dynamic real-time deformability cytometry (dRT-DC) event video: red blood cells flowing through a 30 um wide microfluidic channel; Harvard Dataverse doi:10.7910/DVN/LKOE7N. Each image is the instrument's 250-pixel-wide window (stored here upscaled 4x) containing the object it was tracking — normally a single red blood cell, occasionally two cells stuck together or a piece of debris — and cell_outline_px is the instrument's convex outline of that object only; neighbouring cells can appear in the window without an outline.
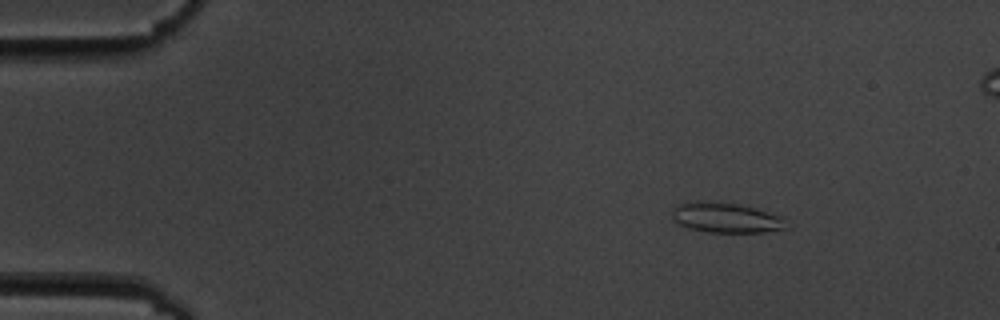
{"species": "common noctule bat (a hibernating species)", "species_latin": "Nyctalus noctula", "temperature_condition": "cold", "stored_images_in_passage": 8, "camera_frame_rate_fps": 3000, "um_per_image_px": 0.085, "animal": {"sex": "male", "body_mass_g": 19.5, "forearm_length_mm": 54.6}, "frame": {"image": 1, "passage_image": 3, "time_ms": 2.333, "image_size_px": [1000, 320], "cell_outline_px": [[784, 228], [764, 232], [708, 232], [688, 228], [672, 220], [672, 208], [676, 204], [696, 200], [700, 200], [736, 204], [756, 208], [780, 216]], "centroid_in_image_um": [61.57, 18.49], "position_along_channel_um": 23.4, "area_um2": 19.83}}
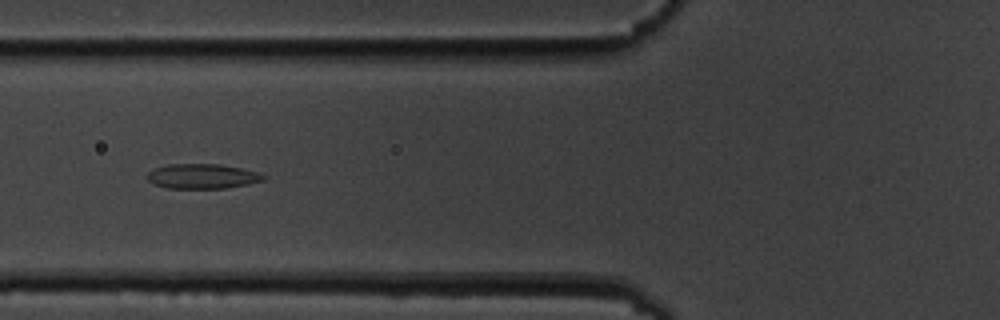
{"frame": {"image": 2, "passage_image": 7, "time_ms": 7.0, "image_size_px": [1000, 320], "cell_outline_px": [[264, 180], [248, 184], [224, 188], [164, 188], [152, 184], [148, 180], [148, 172], [156, 168], [168, 164], [220, 164], [260, 172], [264, 176]], "centroid_in_image_um": [17.18, 14.98], "position_along_channel_um": 108.6, "area_um2": 16.76}}
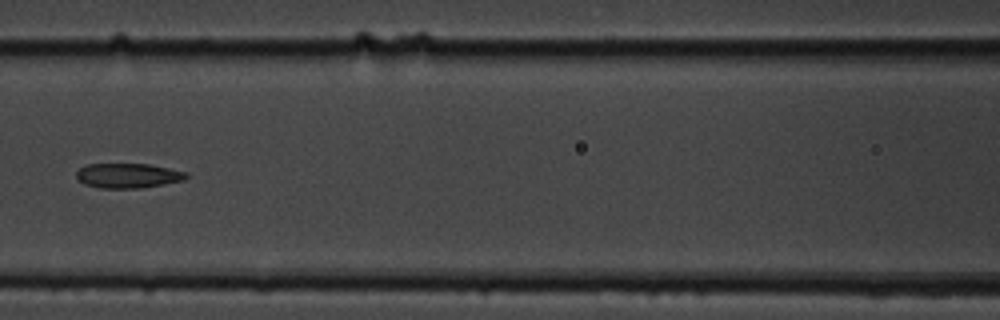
{"frame": {"image": 3, "passage_image": 8, "time_ms": 8.333, "image_size_px": [1000, 320], "cell_outline_px": [[188, 176], [184, 180], [140, 188], [100, 188], [84, 184], [76, 176], [76, 172], [84, 164], [148, 164], [188, 172]], "centroid_in_image_um": [10.87, 14.92], "position_along_channel_um": 155.7, "area_um2": 15.78}}